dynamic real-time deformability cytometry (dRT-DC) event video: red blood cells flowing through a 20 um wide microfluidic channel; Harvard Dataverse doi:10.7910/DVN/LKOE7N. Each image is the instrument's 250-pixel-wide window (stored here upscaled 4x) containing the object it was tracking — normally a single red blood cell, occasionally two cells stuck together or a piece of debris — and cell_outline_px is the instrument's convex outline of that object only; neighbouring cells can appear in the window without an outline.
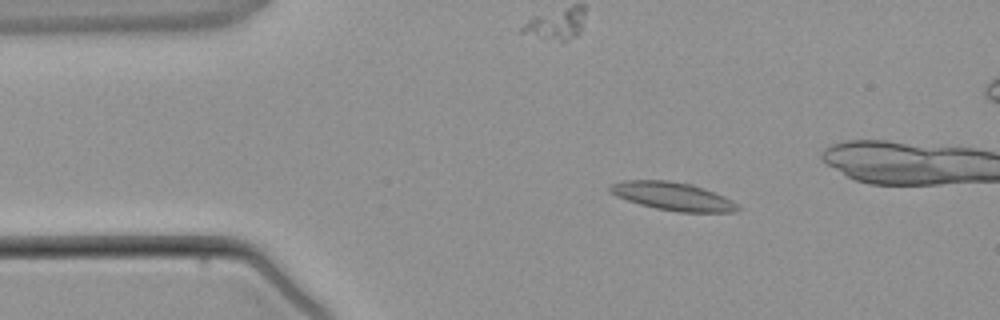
{"species": "common noctule bat (a hibernating species)", "species_latin": "Nyctalus noctula", "temperature_condition": "warm", "stored_images_in_passage": 5, "camera_frame_rate_fps": 3000, "um_per_image_px": 0.085, "animal": {"sex": "male", "body_mass_g": 21.5, "forearm_length_mm": 52.0}, "frame": {"image": 1, "passage_image": 3, "time_ms": 2.333, "image_size_px": [1000, 320], "cell_outline_px": [[740, 208], [732, 212], [676, 212], [656, 208], [640, 204], [616, 196], [608, 192], [608, 188], [612, 184], [624, 180], [668, 180], [692, 184], [724, 196], [732, 200]], "centroid_in_image_um": [57.15, 16.68], "position_along_channel_um": 27.8, "area_um2": 20.87}}